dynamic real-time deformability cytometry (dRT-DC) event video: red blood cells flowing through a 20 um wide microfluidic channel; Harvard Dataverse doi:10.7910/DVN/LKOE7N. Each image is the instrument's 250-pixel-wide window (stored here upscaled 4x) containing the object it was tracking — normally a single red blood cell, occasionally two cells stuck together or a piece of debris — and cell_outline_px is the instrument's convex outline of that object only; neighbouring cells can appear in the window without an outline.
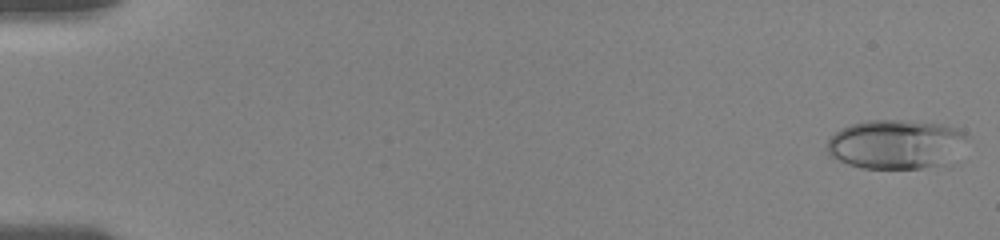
{"species": "human", "species_latin": "Homo sapiens", "temperature_condition": "room temperature", "stored_images_in_passage": 6, "camera_frame_rate_fps": 3000, "um_per_image_px": 0.085, "donor": {"sex": "female"}, "frame": {"image": 1, "passage_image": 1, "time_ms": 0.0, "image_size_px": [1000, 240], "cell_outline_px": [[968, 136], [936, 164], [920, 168], [860, 168], [848, 164], [828, 156], [828, 140], [840, 128], [852, 124], [868, 120], [900, 120], [944, 124], [956, 128], [964, 132]], "centroid_in_image_um": [75.97, 12.22], "position_along_channel_um": 9.0, "area_um2": 38.73}}